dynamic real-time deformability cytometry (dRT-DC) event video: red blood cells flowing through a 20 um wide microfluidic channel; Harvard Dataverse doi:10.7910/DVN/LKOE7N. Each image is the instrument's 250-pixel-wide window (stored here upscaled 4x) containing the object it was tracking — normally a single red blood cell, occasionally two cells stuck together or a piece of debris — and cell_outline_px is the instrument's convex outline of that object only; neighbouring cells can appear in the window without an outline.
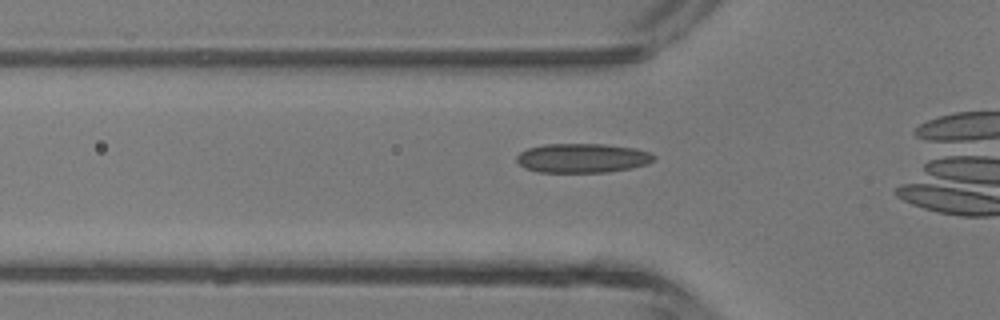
{"species": "common noctule bat (a hibernating species)", "species_latin": "Nyctalus noctula", "temperature_condition": "room temperature", "stored_images_in_passage": 33, "camera_frame_rate_fps": 3000, "um_per_image_px": 0.085, "animal": {"sex": "male", "body_mass_g": 13.3}, "frame": {"image": 1, "passage_image": 11, "time_ms": 3.333, "image_size_px": [1000, 320], "cell_outline_px": [[656, 156], [648, 164], [632, 168], [608, 172], [536, 172], [524, 168], [516, 160], [516, 156], [520, 152], [528, 148], [544, 144], [604, 144], [636, 148], [652, 152]], "centroid_in_image_um": [49.52, 13.43], "position_along_channel_um": 76.3, "area_um2": 23.64}}
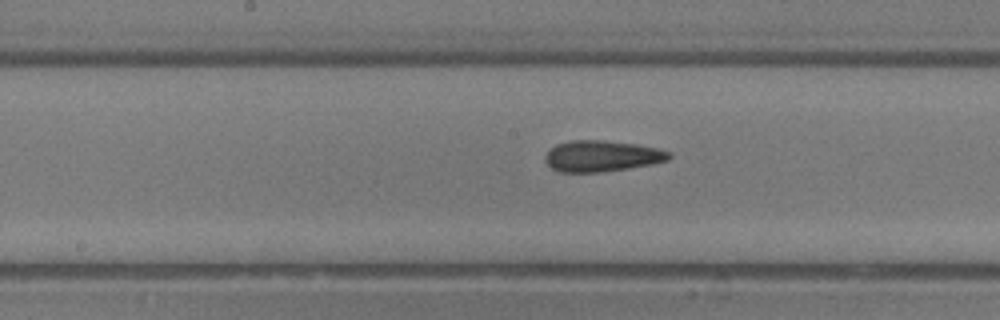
{"frame": {"image": 2, "passage_image": 19, "time_ms": 6.0, "image_size_px": [1000, 320], "cell_outline_px": [[672, 156], [668, 160], [652, 164], [628, 168], [600, 172], [560, 172], [552, 168], [544, 160], [544, 156], [556, 144], [568, 140], [604, 140], [636, 144], [660, 148], [672, 152]], "centroid_in_image_um": [51.18, 13.25], "position_along_channel_um": 197.0, "area_um2": 22.6}}
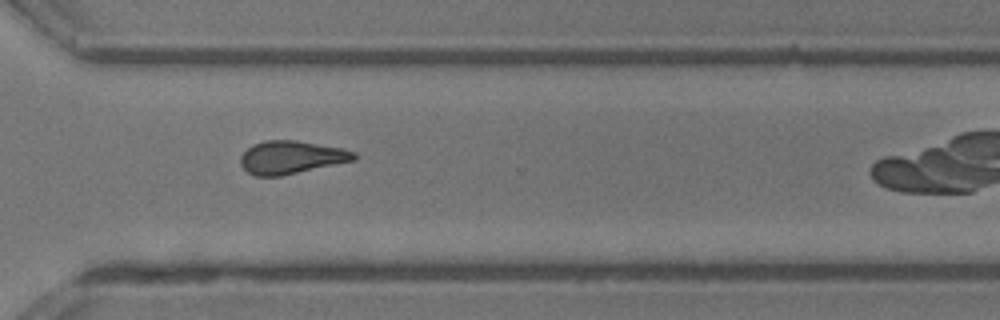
{"frame": {"image": 3, "passage_image": 29, "time_ms": 9.333, "image_size_px": [1000, 320], "cell_outline_px": [[356, 160], [280, 176], [256, 176], [248, 172], [240, 164], [240, 156], [252, 144], [264, 140], [296, 140], [340, 148], [356, 152]], "centroid_in_image_um": [24.73, 13.37], "position_along_channel_um": 345.9, "area_um2": 21.73}}